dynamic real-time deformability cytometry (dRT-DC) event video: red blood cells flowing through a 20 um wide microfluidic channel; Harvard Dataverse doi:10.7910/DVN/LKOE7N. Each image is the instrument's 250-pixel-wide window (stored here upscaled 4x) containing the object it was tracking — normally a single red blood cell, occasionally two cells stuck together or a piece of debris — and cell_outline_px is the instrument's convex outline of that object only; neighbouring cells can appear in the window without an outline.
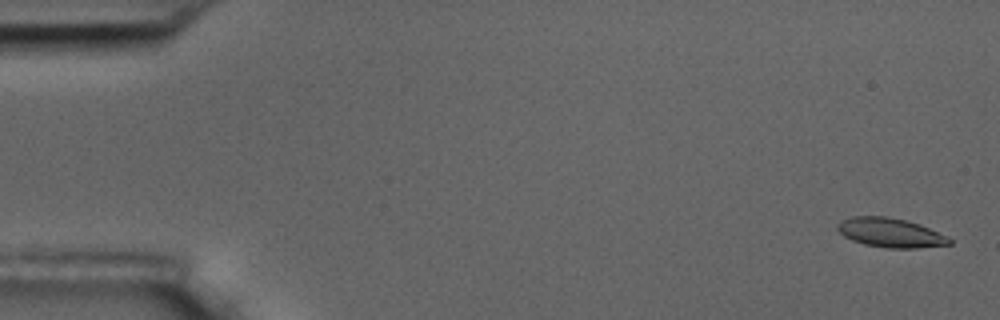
{"species": "common noctule bat (a hibernating species)", "species_latin": "Nyctalus noctula", "temperature_condition": "room temperature", "stored_images_in_passage": 58, "camera_frame_rate_fps": 3000, "um_per_image_px": 0.085, "animal": {"sex": "male", "body_mass_g": 17.5, "forearm_length_mm": 52.3}, "frame": {"image": 1, "passage_image": 2, "time_ms": 0.333, "image_size_px": [1000, 320], "cell_outline_px": [[952, 244], [916, 248], [884, 248], [864, 244], [852, 240], [844, 236], [836, 228], [836, 224], [840, 220], [852, 216], [888, 216], [908, 220], [920, 224], [948, 236], [952, 240]], "centroid_in_image_um": [75.68, 19.77], "position_along_channel_um": 9.3, "area_um2": 19.36}}
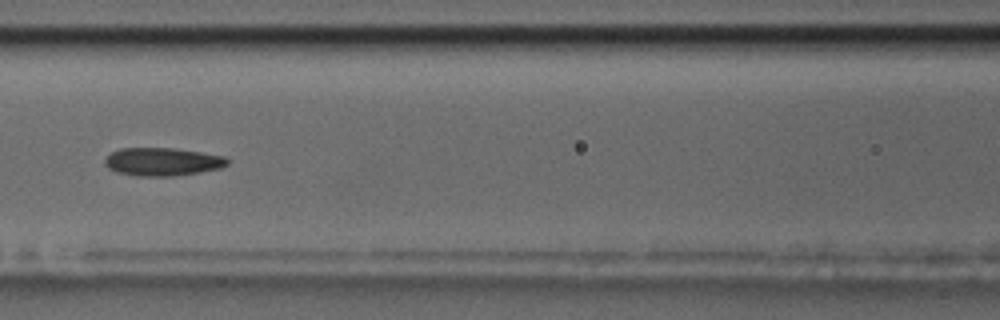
{"frame": {"image": 2, "passage_image": 26, "time_ms": 8.333, "image_size_px": [1000, 320], "cell_outline_px": [[228, 164], [220, 168], [200, 172], [172, 176], [136, 176], [116, 172], [108, 168], [104, 164], [104, 160], [112, 152], [120, 148], [172, 148], [200, 152], [224, 156], [228, 160]], "centroid_in_image_um": [13.78, 13.75], "position_along_channel_um": 152.8, "area_um2": 20.0}}
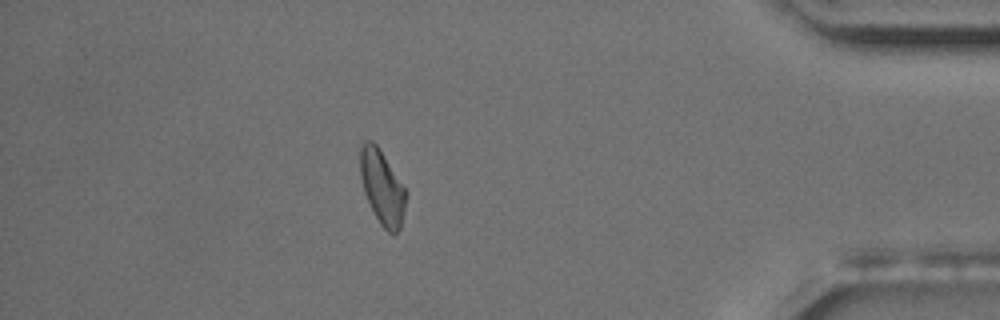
{"frame": {"image": 3, "passage_image": 51, "time_ms": 16.667, "image_size_px": [1000, 320], "cell_outline_px": [[404, 208], [400, 228], [392, 236], [380, 224], [364, 192], [360, 176], [356, 144], [360, 140], [372, 140], [376, 144], [404, 188]], "centroid_in_image_um": [32.37, 15.81], "position_along_channel_um": 402.8, "area_um2": 19.71}, "authors_computed_cell_mechanics": {"area_um2": 19.7676, "velocity_mm_per_s": 3.5101, "shape_relaxation_time_tau1_ms": null, "shape_relaxation_time_tau2_ms": 3.9314, "deformation_change_tau1": null, "deformation_change_tau2": 0.1121}}